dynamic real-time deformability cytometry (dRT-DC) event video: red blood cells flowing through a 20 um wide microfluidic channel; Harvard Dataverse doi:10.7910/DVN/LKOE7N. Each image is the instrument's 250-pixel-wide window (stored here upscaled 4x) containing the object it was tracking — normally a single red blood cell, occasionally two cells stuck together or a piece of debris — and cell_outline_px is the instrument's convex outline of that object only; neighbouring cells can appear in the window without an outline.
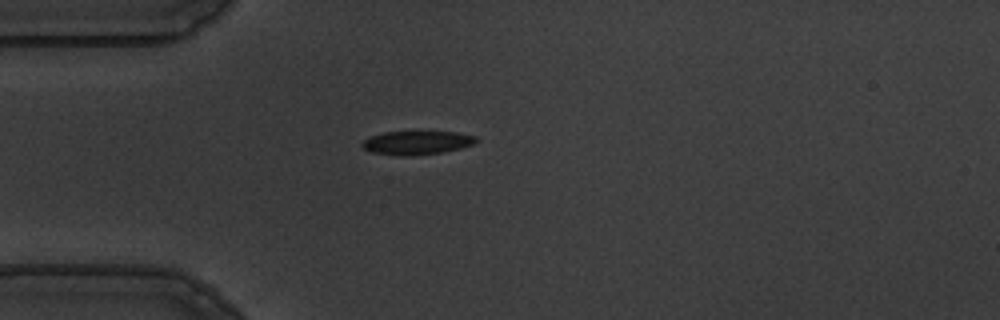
{"species": "common noctule bat (a hibernating species)", "species_latin": "Nyctalus noctula", "temperature_condition": "warm", "stored_images_in_passage": 42, "camera_frame_rate_fps": 3000, "um_per_image_px": 0.085, "animal": {"sex": "male", "body_mass_g": 19.5, "forearm_length_mm": 54.6}, "frame": {"image": 1, "passage_image": 1, "time_ms": 0.0, "image_size_px": [1000, 320], "cell_outline_px": [[480, 140], [472, 144], [460, 148], [444, 152], [412, 156], [404, 156], [372, 152], [364, 148], [360, 144], [364, 140], [372, 136], [384, 132], [456, 132], [476, 136]], "centroid_in_image_um": [35.46, 12.13], "position_along_channel_um": 49.5, "area_um2": 15.61}}
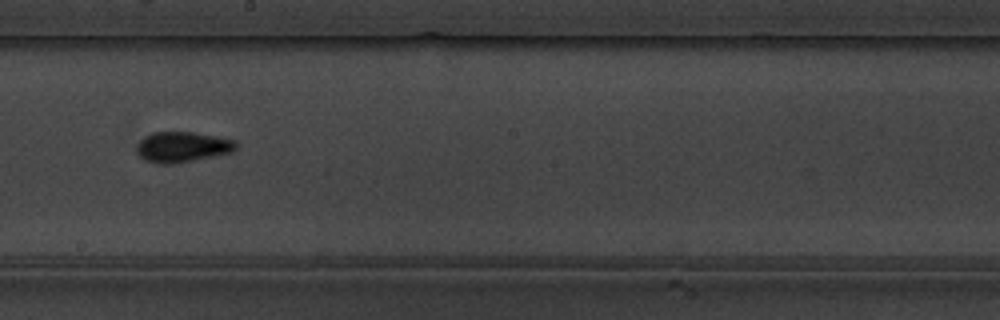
{"frame": {"image": 2, "passage_image": 17, "time_ms": 5.333, "image_size_px": [1000, 320], "cell_outline_px": [[236, 148], [232, 152], [172, 164], [156, 164], [144, 160], [136, 152], [136, 148], [140, 140], [144, 136], [152, 132], [192, 132], [216, 136], [236, 140]], "centroid_in_image_um": [15.46, 12.49], "position_along_channel_um": 232.7, "area_um2": 17.63}}
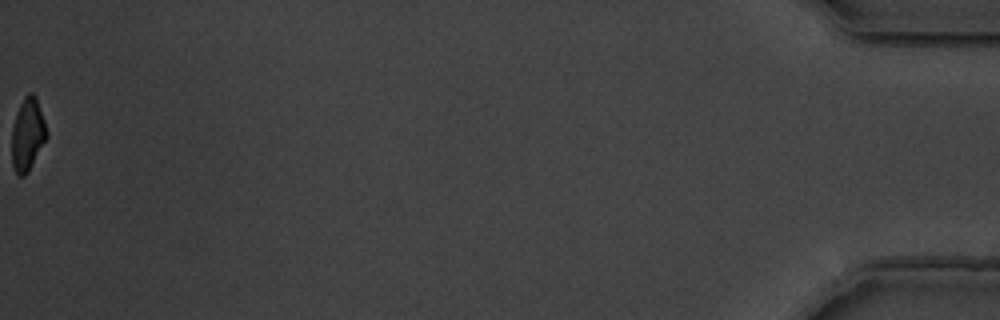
{"frame": {"image": 3, "passage_image": 42, "time_ms": 13.667, "image_size_px": [1000, 320], "cell_outline_px": [[48, 136], [28, 172], [24, 176], [20, 176], [16, 172], [12, 164], [12, 128], [16, 112], [24, 96], [28, 92], [32, 92], [36, 96], [48, 132]], "centroid_in_image_um": [2.35, 11.4], "position_along_channel_um": 432.8, "area_um2": 14.8}, "authors_computed_cell_mechanics": {"area_um2": 16.1551, "velocity_mm_per_s": 3.6304, "shape_relaxation_time_tau1_ms": 4.0714, "shape_relaxation_time_tau2_ms": 1.9363, "deformation_change_tau1": 0.1352, "deformation_change_tau2": 0.0641}}